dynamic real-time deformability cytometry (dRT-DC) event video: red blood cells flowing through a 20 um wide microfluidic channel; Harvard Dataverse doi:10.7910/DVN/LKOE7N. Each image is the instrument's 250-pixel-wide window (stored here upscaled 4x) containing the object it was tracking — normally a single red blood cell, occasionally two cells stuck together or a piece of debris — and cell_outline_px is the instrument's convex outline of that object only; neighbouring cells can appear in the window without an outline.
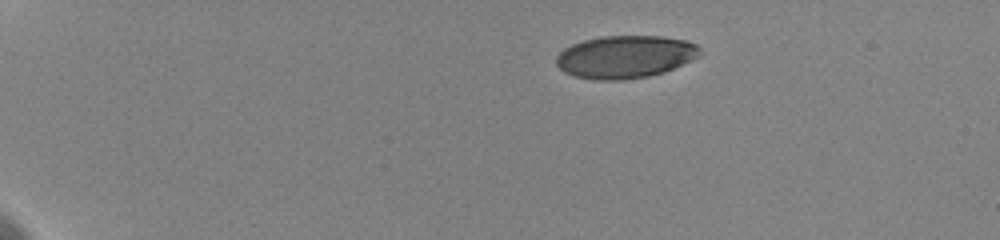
{"species": "human", "species_latin": "Homo sapiens", "temperature_condition": "cold", "stored_images_in_passage": 6, "camera_frame_rate_fps": 3000, "um_per_image_px": 0.085, "donor": {"sex": "female"}, "frame": {"image": 1, "passage_image": 1, "time_ms": 0.0, "image_size_px": [1000, 240], "cell_outline_px": [[700, 56], [692, 60], [664, 72], [648, 76], [620, 80], [596, 80], [572, 76], [564, 72], [556, 64], [556, 56], [564, 48], [572, 44], [584, 40], [600, 36], [664, 36], [684, 40], [696, 44], [700, 48]], "centroid_in_image_um": [53.13, 4.83], "position_along_channel_um": 31.9, "area_um2": 35.84}}
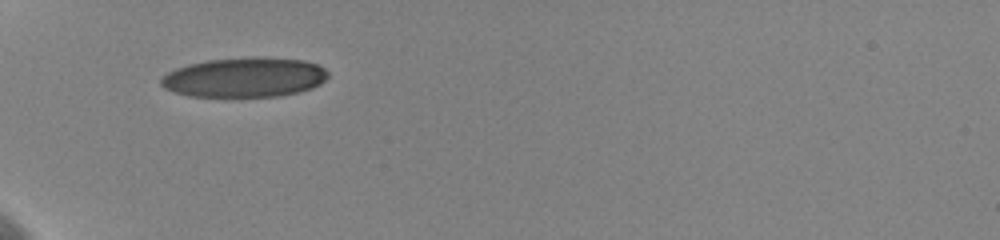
{"frame": {"image": 2, "passage_image": 4, "time_ms": 3.333, "image_size_px": [1000, 240], "cell_outline_px": [[328, 76], [320, 84], [312, 88], [280, 96], [188, 96], [164, 88], [160, 84], [160, 76], [176, 68], [188, 64], [208, 60], [252, 56], [256, 56], [304, 60], [316, 64], [324, 68], [328, 72]], "centroid_in_image_um": [20.77, 6.56], "position_along_channel_um": 64.2, "area_um2": 38.73}}